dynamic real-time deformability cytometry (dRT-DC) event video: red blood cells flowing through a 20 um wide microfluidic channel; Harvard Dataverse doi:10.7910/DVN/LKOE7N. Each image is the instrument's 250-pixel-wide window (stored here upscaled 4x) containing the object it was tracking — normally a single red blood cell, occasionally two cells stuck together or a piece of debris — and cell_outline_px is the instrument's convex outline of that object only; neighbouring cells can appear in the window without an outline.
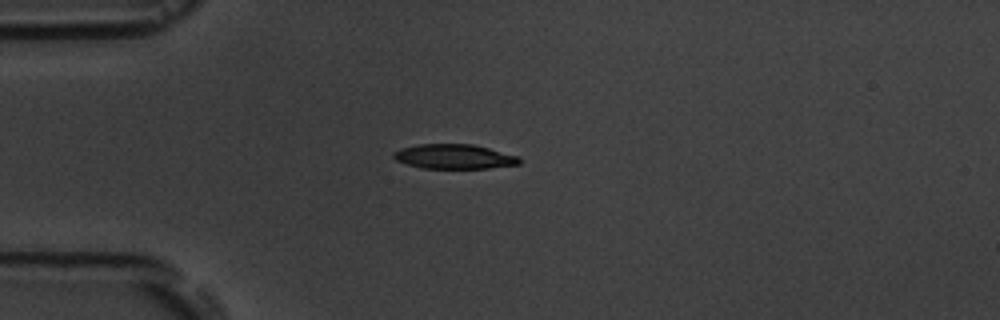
{"species": "common noctule bat (a hibernating species)", "species_latin": "Nyctalus noctula", "temperature_condition": "room temperature", "stored_images_in_passage": 2, "camera_frame_rate_fps": 3000, "um_per_image_px": 0.085, "animal": {"sex": "male", "body_mass_g": 19.5, "forearm_length_mm": 54.6}, "frame": {"image": 1, "passage_image": 1, "time_ms": 0.0, "image_size_px": [1000, 320], "cell_outline_px": [[520, 164], [488, 168], [424, 168], [408, 164], [396, 160], [392, 156], [392, 152], [400, 148], [420, 144], [472, 144], [520, 156]], "centroid_in_image_um": [38.6, 13.3], "position_along_channel_um": 46.4, "area_um2": 17.98}}
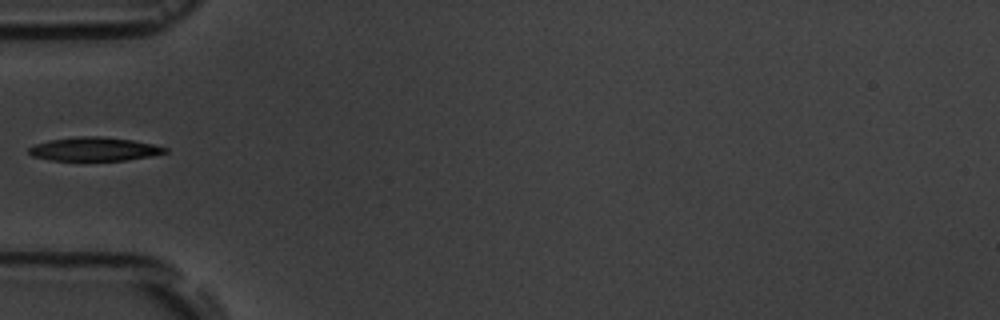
{"frame": {"image": 2, "passage_image": 2, "time_ms": 1.333, "image_size_px": [1000, 320], "cell_outline_px": [[168, 152], [148, 156], [124, 160], [48, 160], [32, 156], [28, 152], [28, 148], [36, 144], [48, 140], [80, 136], [100, 136], [132, 140], [152, 144], [168, 148]], "centroid_in_image_um": [7.97, 12.67], "position_along_channel_um": 77.0, "area_um2": 18.61}}